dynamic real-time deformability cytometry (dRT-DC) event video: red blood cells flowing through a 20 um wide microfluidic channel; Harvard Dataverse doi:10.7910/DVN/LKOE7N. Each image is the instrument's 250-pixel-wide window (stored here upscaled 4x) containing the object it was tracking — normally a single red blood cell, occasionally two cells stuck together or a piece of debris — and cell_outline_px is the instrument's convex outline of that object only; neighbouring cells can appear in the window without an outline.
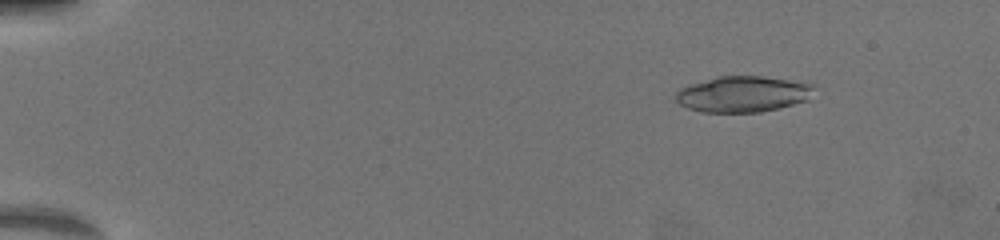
{"species": "common noctule bat (a hibernating species)", "species_latin": "Nyctalus noctula", "temperature_condition": "warm", "stored_images_in_passage": 65, "camera_frame_rate_fps": 3000, "um_per_image_px": 0.085, "animal": {"sex": "female", "body_mass_g": 19.5, "forearm_length_mm": 54.1}, "frame": {"image": 1, "passage_image": 9, "time_ms": 2.667, "image_size_px": [1000, 240], "cell_outline_px": [[816, 88], [808, 100], [780, 108], [760, 112], [704, 112], [688, 108], [680, 104], [676, 100], [676, 92], [680, 88], [688, 84], [716, 76], [764, 76], [816, 84]], "centroid_in_image_um": [63.17, 7.99], "position_along_channel_um": 21.8, "area_um2": 29.3}}